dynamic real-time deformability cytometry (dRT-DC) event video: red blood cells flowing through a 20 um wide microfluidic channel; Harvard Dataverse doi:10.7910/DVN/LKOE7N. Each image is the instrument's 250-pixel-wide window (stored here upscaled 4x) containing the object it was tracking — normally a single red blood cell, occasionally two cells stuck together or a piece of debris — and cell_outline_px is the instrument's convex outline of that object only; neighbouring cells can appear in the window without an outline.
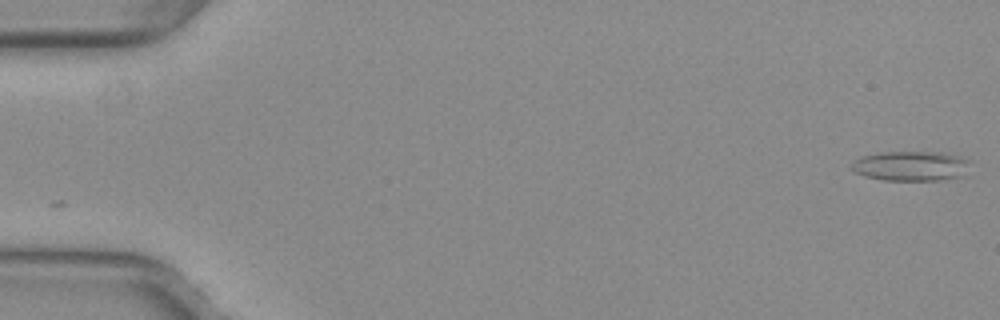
{"species": "common noctule bat (a hibernating species)", "species_latin": "Nyctalus noctula", "temperature_condition": "warm", "stored_images_in_passage": 32, "camera_frame_rate_fps": 3000, "um_per_image_px": 0.085, "animal": {"sex": "female", "body_mass_g": 29.2, "forearm_length_mm": 56.3}, "frame": {"image": 1, "passage_image": 1, "time_ms": 0.0, "image_size_px": [1000, 320], "cell_outline_px": [[972, 160], [964, 176], [940, 180], [884, 180], [864, 176], [856, 172], [852, 168], [852, 164], [856, 160], [864, 156], [880, 152], [944, 152], [960, 156]], "centroid_in_image_um": [77.51, 14.1], "position_along_channel_um": 7.5, "area_um2": 20.69}}
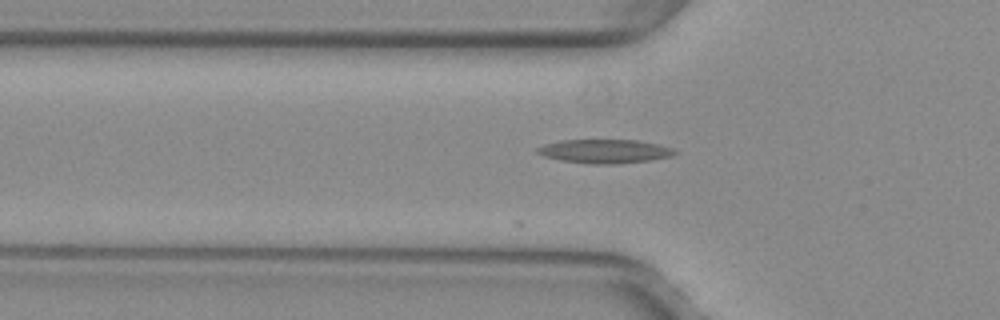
{"frame": {"image": 2, "passage_image": 18, "time_ms": 5.667, "image_size_px": [1000, 320], "cell_outline_px": [[676, 152], [672, 156], [652, 160], [616, 164], [592, 164], [560, 160], [544, 156], [536, 152], [536, 148], [544, 144], [560, 140], [636, 140], [656, 144], [672, 148]], "centroid_in_image_um": [51.37, 12.86], "position_along_channel_um": 74.4, "area_um2": 19.02}}
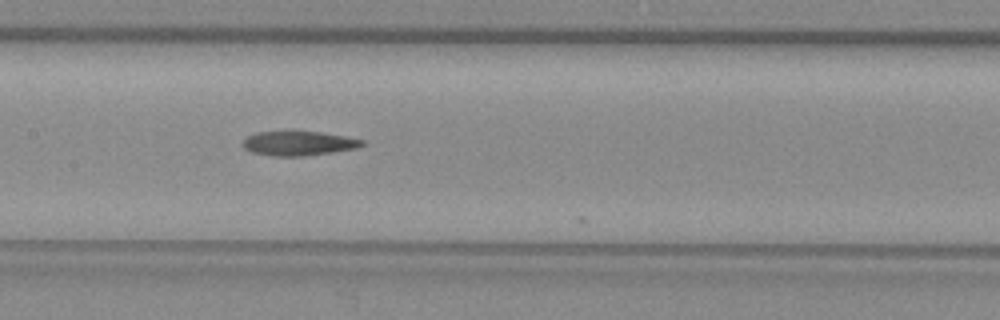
{"frame": {"image": 3, "passage_image": 26, "time_ms": 8.333, "image_size_px": [1000, 320], "cell_outline_px": [[364, 144], [356, 148], [332, 152], [304, 156], [272, 156], [252, 152], [244, 148], [240, 144], [248, 136], [256, 132], [320, 132], [344, 136], [364, 140]], "centroid_in_image_um": [25.35, 12.19], "position_along_channel_um": 182.1, "area_um2": 16.76}}